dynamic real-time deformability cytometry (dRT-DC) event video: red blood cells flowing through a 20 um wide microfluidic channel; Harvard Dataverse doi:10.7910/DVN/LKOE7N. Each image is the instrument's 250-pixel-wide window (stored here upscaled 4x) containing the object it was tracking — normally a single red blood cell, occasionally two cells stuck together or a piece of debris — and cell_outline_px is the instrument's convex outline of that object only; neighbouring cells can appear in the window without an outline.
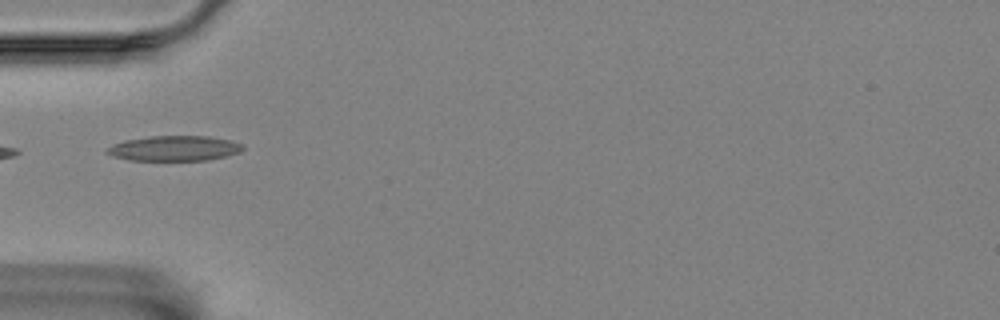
{"species": "Egyptian fruit bat (a non-hibernating species)", "species_latin": "Rousettus aegyptiacus", "temperature_condition": "room temperature", "stored_images_in_passage": 4, "camera_frame_rate_fps": 3000, "um_per_image_px": 0.085, "animal": {"sex": "female"}, "frame": {"image": 1, "passage_image": 1, "time_ms": 0.0, "image_size_px": [1000, 320], "cell_outline_px": [[244, 148], [240, 152], [208, 160], [132, 160], [112, 156], [104, 152], [112, 144], [124, 140], [152, 136], [208, 136], [232, 140], [244, 144]], "centroid_in_image_um": [14.83, 12.6], "position_along_channel_um": 70.2, "area_um2": 19.94}}